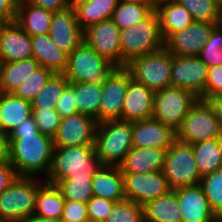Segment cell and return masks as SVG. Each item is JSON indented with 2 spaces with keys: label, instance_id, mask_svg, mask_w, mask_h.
Listing matches in <instances>:
<instances>
[{
  "label": "cell",
  "instance_id": "obj_1",
  "mask_svg": "<svg viewBox=\"0 0 222 222\" xmlns=\"http://www.w3.org/2000/svg\"><path fill=\"white\" fill-rule=\"evenodd\" d=\"M8 160L17 176L35 177L41 172L47 177L53 154V138L42 134L30 116L8 135Z\"/></svg>",
  "mask_w": 222,
  "mask_h": 222
},
{
  "label": "cell",
  "instance_id": "obj_2",
  "mask_svg": "<svg viewBox=\"0 0 222 222\" xmlns=\"http://www.w3.org/2000/svg\"><path fill=\"white\" fill-rule=\"evenodd\" d=\"M103 166L96 156L94 145L54 147L52 161L46 182L70 177H93Z\"/></svg>",
  "mask_w": 222,
  "mask_h": 222
},
{
  "label": "cell",
  "instance_id": "obj_3",
  "mask_svg": "<svg viewBox=\"0 0 222 222\" xmlns=\"http://www.w3.org/2000/svg\"><path fill=\"white\" fill-rule=\"evenodd\" d=\"M133 122L110 119L98 123L95 133V153L103 165L119 166L133 147Z\"/></svg>",
  "mask_w": 222,
  "mask_h": 222
},
{
  "label": "cell",
  "instance_id": "obj_4",
  "mask_svg": "<svg viewBox=\"0 0 222 222\" xmlns=\"http://www.w3.org/2000/svg\"><path fill=\"white\" fill-rule=\"evenodd\" d=\"M122 61L127 64L136 57L156 52L164 47L159 18L154 9L145 19L121 30Z\"/></svg>",
  "mask_w": 222,
  "mask_h": 222
},
{
  "label": "cell",
  "instance_id": "obj_5",
  "mask_svg": "<svg viewBox=\"0 0 222 222\" xmlns=\"http://www.w3.org/2000/svg\"><path fill=\"white\" fill-rule=\"evenodd\" d=\"M41 185L36 177L17 176L0 194V222H15L32 216Z\"/></svg>",
  "mask_w": 222,
  "mask_h": 222
},
{
  "label": "cell",
  "instance_id": "obj_6",
  "mask_svg": "<svg viewBox=\"0 0 222 222\" xmlns=\"http://www.w3.org/2000/svg\"><path fill=\"white\" fill-rule=\"evenodd\" d=\"M173 57L174 54L163 47L156 52L132 59L126 64V68L134 80L156 92L171 86Z\"/></svg>",
  "mask_w": 222,
  "mask_h": 222
},
{
  "label": "cell",
  "instance_id": "obj_7",
  "mask_svg": "<svg viewBox=\"0 0 222 222\" xmlns=\"http://www.w3.org/2000/svg\"><path fill=\"white\" fill-rule=\"evenodd\" d=\"M162 171L171 190L198 185L201 175L195 163L192 144L176 140L166 151Z\"/></svg>",
  "mask_w": 222,
  "mask_h": 222
},
{
  "label": "cell",
  "instance_id": "obj_8",
  "mask_svg": "<svg viewBox=\"0 0 222 222\" xmlns=\"http://www.w3.org/2000/svg\"><path fill=\"white\" fill-rule=\"evenodd\" d=\"M220 128L214 108L208 100L198 98L181 126L176 130V140L194 144L220 138Z\"/></svg>",
  "mask_w": 222,
  "mask_h": 222
},
{
  "label": "cell",
  "instance_id": "obj_9",
  "mask_svg": "<svg viewBox=\"0 0 222 222\" xmlns=\"http://www.w3.org/2000/svg\"><path fill=\"white\" fill-rule=\"evenodd\" d=\"M115 67L84 41L68 55L63 73L69 82L102 83Z\"/></svg>",
  "mask_w": 222,
  "mask_h": 222
},
{
  "label": "cell",
  "instance_id": "obj_10",
  "mask_svg": "<svg viewBox=\"0 0 222 222\" xmlns=\"http://www.w3.org/2000/svg\"><path fill=\"white\" fill-rule=\"evenodd\" d=\"M198 97L191 91L167 87L156 91L153 103V118L172 127L175 131L181 126Z\"/></svg>",
  "mask_w": 222,
  "mask_h": 222
},
{
  "label": "cell",
  "instance_id": "obj_11",
  "mask_svg": "<svg viewBox=\"0 0 222 222\" xmlns=\"http://www.w3.org/2000/svg\"><path fill=\"white\" fill-rule=\"evenodd\" d=\"M121 29L112 19L103 20L83 30L84 42L114 67H126L122 61Z\"/></svg>",
  "mask_w": 222,
  "mask_h": 222
},
{
  "label": "cell",
  "instance_id": "obj_12",
  "mask_svg": "<svg viewBox=\"0 0 222 222\" xmlns=\"http://www.w3.org/2000/svg\"><path fill=\"white\" fill-rule=\"evenodd\" d=\"M131 74L126 67H115L102 82L100 122L121 119Z\"/></svg>",
  "mask_w": 222,
  "mask_h": 222
},
{
  "label": "cell",
  "instance_id": "obj_13",
  "mask_svg": "<svg viewBox=\"0 0 222 222\" xmlns=\"http://www.w3.org/2000/svg\"><path fill=\"white\" fill-rule=\"evenodd\" d=\"M207 72L208 65L198 56L174 55L171 86L189 90L199 98L205 91Z\"/></svg>",
  "mask_w": 222,
  "mask_h": 222
},
{
  "label": "cell",
  "instance_id": "obj_14",
  "mask_svg": "<svg viewBox=\"0 0 222 222\" xmlns=\"http://www.w3.org/2000/svg\"><path fill=\"white\" fill-rule=\"evenodd\" d=\"M98 122L96 119L76 113L62 118L53 137L54 147L94 145Z\"/></svg>",
  "mask_w": 222,
  "mask_h": 222
},
{
  "label": "cell",
  "instance_id": "obj_15",
  "mask_svg": "<svg viewBox=\"0 0 222 222\" xmlns=\"http://www.w3.org/2000/svg\"><path fill=\"white\" fill-rule=\"evenodd\" d=\"M127 200L144 205L147 201L167 194L171 189L163 171L156 173H122Z\"/></svg>",
  "mask_w": 222,
  "mask_h": 222
},
{
  "label": "cell",
  "instance_id": "obj_16",
  "mask_svg": "<svg viewBox=\"0 0 222 222\" xmlns=\"http://www.w3.org/2000/svg\"><path fill=\"white\" fill-rule=\"evenodd\" d=\"M215 25L205 21H194L186 29L172 34L164 42V47L174 55L197 56Z\"/></svg>",
  "mask_w": 222,
  "mask_h": 222
},
{
  "label": "cell",
  "instance_id": "obj_17",
  "mask_svg": "<svg viewBox=\"0 0 222 222\" xmlns=\"http://www.w3.org/2000/svg\"><path fill=\"white\" fill-rule=\"evenodd\" d=\"M176 141V131L155 118L133 121L132 143L136 148L168 149Z\"/></svg>",
  "mask_w": 222,
  "mask_h": 222
},
{
  "label": "cell",
  "instance_id": "obj_18",
  "mask_svg": "<svg viewBox=\"0 0 222 222\" xmlns=\"http://www.w3.org/2000/svg\"><path fill=\"white\" fill-rule=\"evenodd\" d=\"M48 34L68 55L84 41L83 30L72 6L53 13Z\"/></svg>",
  "mask_w": 222,
  "mask_h": 222
},
{
  "label": "cell",
  "instance_id": "obj_19",
  "mask_svg": "<svg viewBox=\"0 0 222 222\" xmlns=\"http://www.w3.org/2000/svg\"><path fill=\"white\" fill-rule=\"evenodd\" d=\"M181 210V222H220L211 210L201 186H189L174 190Z\"/></svg>",
  "mask_w": 222,
  "mask_h": 222
},
{
  "label": "cell",
  "instance_id": "obj_20",
  "mask_svg": "<svg viewBox=\"0 0 222 222\" xmlns=\"http://www.w3.org/2000/svg\"><path fill=\"white\" fill-rule=\"evenodd\" d=\"M33 58L31 36L15 21L0 24V62Z\"/></svg>",
  "mask_w": 222,
  "mask_h": 222
},
{
  "label": "cell",
  "instance_id": "obj_21",
  "mask_svg": "<svg viewBox=\"0 0 222 222\" xmlns=\"http://www.w3.org/2000/svg\"><path fill=\"white\" fill-rule=\"evenodd\" d=\"M154 94L147 86L131 78L122 104L121 119L133 122L152 118Z\"/></svg>",
  "mask_w": 222,
  "mask_h": 222
},
{
  "label": "cell",
  "instance_id": "obj_22",
  "mask_svg": "<svg viewBox=\"0 0 222 222\" xmlns=\"http://www.w3.org/2000/svg\"><path fill=\"white\" fill-rule=\"evenodd\" d=\"M166 149L132 147L119 165L122 173H156L163 170Z\"/></svg>",
  "mask_w": 222,
  "mask_h": 222
},
{
  "label": "cell",
  "instance_id": "obj_23",
  "mask_svg": "<svg viewBox=\"0 0 222 222\" xmlns=\"http://www.w3.org/2000/svg\"><path fill=\"white\" fill-rule=\"evenodd\" d=\"M33 58L39 65L53 73H64L68 65V54L62 51L49 34L31 37Z\"/></svg>",
  "mask_w": 222,
  "mask_h": 222
},
{
  "label": "cell",
  "instance_id": "obj_24",
  "mask_svg": "<svg viewBox=\"0 0 222 222\" xmlns=\"http://www.w3.org/2000/svg\"><path fill=\"white\" fill-rule=\"evenodd\" d=\"M53 13L27 0H18L15 22L31 37L48 34Z\"/></svg>",
  "mask_w": 222,
  "mask_h": 222
},
{
  "label": "cell",
  "instance_id": "obj_25",
  "mask_svg": "<svg viewBox=\"0 0 222 222\" xmlns=\"http://www.w3.org/2000/svg\"><path fill=\"white\" fill-rule=\"evenodd\" d=\"M93 196L114 202L126 199L123 175L119 166L103 165L92 178Z\"/></svg>",
  "mask_w": 222,
  "mask_h": 222
},
{
  "label": "cell",
  "instance_id": "obj_26",
  "mask_svg": "<svg viewBox=\"0 0 222 222\" xmlns=\"http://www.w3.org/2000/svg\"><path fill=\"white\" fill-rule=\"evenodd\" d=\"M155 10L164 42L172 34L186 29L194 22L191 13L176 0L161 2L156 5Z\"/></svg>",
  "mask_w": 222,
  "mask_h": 222
},
{
  "label": "cell",
  "instance_id": "obj_27",
  "mask_svg": "<svg viewBox=\"0 0 222 222\" xmlns=\"http://www.w3.org/2000/svg\"><path fill=\"white\" fill-rule=\"evenodd\" d=\"M30 116L31 102L13 93L0 92V132L9 135L17 125Z\"/></svg>",
  "mask_w": 222,
  "mask_h": 222
},
{
  "label": "cell",
  "instance_id": "obj_28",
  "mask_svg": "<svg viewBox=\"0 0 222 222\" xmlns=\"http://www.w3.org/2000/svg\"><path fill=\"white\" fill-rule=\"evenodd\" d=\"M119 0H72L78 24L82 30L111 19Z\"/></svg>",
  "mask_w": 222,
  "mask_h": 222
},
{
  "label": "cell",
  "instance_id": "obj_29",
  "mask_svg": "<svg viewBox=\"0 0 222 222\" xmlns=\"http://www.w3.org/2000/svg\"><path fill=\"white\" fill-rule=\"evenodd\" d=\"M181 210L174 190L143 205L144 222H181Z\"/></svg>",
  "mask_w": 222,
  "mask_h": 222
},
{
  "label": "cell",
  "instance_id": "obj_30",
  "mask_svg": "<svg viewBox=\"0 0 222 222\" xmlns=\"http://www.w3.org/2000/svg\"><path fill=\"white\" fill-rule=\"evenodd\" d=\"M39 66L35 58L0 62V92L13 93Z\"/></svg>",
  "mask_w": 222,
  "mask_h": 222
},
{
  "label": "cell",
  "instance_id": "obj_31",
  "mask_svg": "<svg viewBox=\"0 0 222 222\" xmlns=\"http://www.w3.org/2000/svg\"><path fill=\"white\" fill-rule=\"evenodd\" d=\"M65 199L59 188L52 183L43 182L38 189L34 215L61 220Z\"/></svg>",
  "mask_w": 222,
  "mask_h": 222
},
{
  "label": "cell",
  "instance_id": "obj_32",
  "mask_svg": "<svg viewBox=\"0 0 222 222\" xmlns=\"http://www.w3.org/2000/svg\"><path fill=\"white\" fill-rule=\"evenodd\" d=\"M102 83L75 82V103L78 113L90 116L100 123Z\"/></svg>",
  "mask_w": 222,
  "mask_h": 222
},
{
  "label": "cell",
  "instance_id": "obj_33",
  "mask_svg": "<svg viewBox=\"0 0 222 222\" xmlns=\"http://www.w3.org/2000/svg\"><path fill=\"white\" fill-rule=\"evenodd\" d=\"M195 163L201 177L222 168V144L220 138H214L192 144Z\"/></svg>",
  "mask_w": 222,
  "mask_h": 222
},
{
  "label": "cell",
  "instance_id": "obj_34",
  "mask_svg": "<svg viewBox=\"0 0 222 222\" xmlns=\"http://www.w3.org/2000/svg\"><path fill=\"white\" fill-rule=\"evenodd\" d=\"M69 83L63 73H54L31 101L32 108L56 109V105Z\"/></svg>",
  "mask_w": 222,
  "mask_h": 222
},
{
  "label": "cell",
  "instance_id": "obj_35",
  "mask_svg": "<svg viewBox=\"0 0 222 222\" xmlns=\"http://www.w3.org/2000/svg\"><path fill=\"white\" fill-rule=\"evenodd\" d=\"M155 4L119 2L112 20L122 30L145 19L154 9Z\"/></svg>",
  "mask_w": 222,
  "mask_h": 222
},
{
  "label": "cell",
  "instance_id": "obj_36",
  "mask_svg": "<svg viewBox=\"0 0 222 222\" xmlns=\"http://www.w3.org/2000/svg\"><path fill=\"white\" fill-rule=\"evenodd\" d=\"M93 177H70L59 180L55 185L65 200L87 203L92 197Z\"/></svg>",
  "mask_w": 222,
  "mask_h": 222
},
{
  "label": "cell",
  "instance_id": "obj_37",
  "mask_svg": "<svg viewBox=\"0 0 222 222\" xmlns=\"http://www.w3.org/2000/svg\"><path fill=\"white\" fill-rule=\"evenodd\" d=\"M201 186L211 210L222 220V168L201 177Z\"/></svg>",
  "mask_w": 222,
  "mask_h": 222
},
{
  "label": "cell",
  "instance_id": "obj_38",
  "mask_svg": "<svg viewBox=\"0 0 222 222\" xmlns=\"http://www.w3.org/2000/svg\"><path fill=\"white\" fill-rule=\"evenodd\" d=\"M185 7L194 21H205L219 24L221 9L215 0H176Z\"/></svg>",
  "mask_w": 222,
  "mask_h": 222
},
{
  "label": "cell",
  "instance_id": "obj_39",
  "mask_svg": "<svg viewBox=\"0 0 222 222\" xmlns=\"http://www.w3.org/2000/svg\"><path fill=\"white\" fill-rule=\"evenodd\" d=\"M54 73L45 67L39 66L13 92L14 95L31 102L46 85Z\"/></svg>",
  "mask_w": 222,
  "mask_h": 222
},
{
  "label": "cell",
  "instance_id": "obj_40",
  "mask_svg": "<svg viewBox=\"0 0 222 222\" xmlns=\"http://www.w3.org/2000/svg\"><path fill=\"white\" fill-rule=\"evenodd\" d=\"M105 222H144L143 205L127 199L116 202Z\"/></svg>",
  "mask_w": 222,
  "mask_h": 222
},
{
  "label": "cell",
  "instance_id": "obj_41",
  "mask_svg": "<svg viewBox=\"0 0 222 222\" xmlns=\"http://www.w3.org/2000/svg\"><path fill=\"white\" fill-rule=\"evenodd\" d=\"M209 67L222 65V27L215 25L205 45L197 55Z\"/></svg>",
  "mask_w": 222,
  "mask_h": 222
},
{
  "label": "cell",
  "instance_id": "obj_42",
  "mask_svg": "<svg viewBox=\"0 0 222 222\" xmlns=\"http://www.w3.org/2000/svg\"><path fill=\"white\" fill-rule=\"evenodd\" d=\"M32 116L42 134L55 136L62 119L56 109L32 108Z\"/></svg>",
  "mask_w": 222,
  "mask_h": 222
},
{
  "label": "cell",
  "instance_id": "obj_43",
  "mask_svg": "<svg viewBox=\"0 0 222 222\" xmlns=\"http://www.w3.org/2000/svg\"><path fill=\"white\" fill-rule=\"evenodd\" d=\"M116 202L93 196L87 203L89 222H105Z\"/></svg>",
  "mask_w": 222,
  "mask_h": 222
},
{
  "label": "cell",
  "instance_id": "obj_44",
  "mask_svg": "<svg viewBox=\"0 0 222 222\" xmlns=\"http://www.w3.org/2000/svg\"><path fill=\"white\" fill-rule=\"evenodd\" d=\"M222 93V65L208 68L204 93L199 97L208 100Z\"/></svg>",
  "mask_w": 222,
  "mask_h": 222
},
{
  "label": "cell",
  "instance_id": "obj_45",
  "mask_svg": "<svg viewBox=\"0 0 222 222\" xmlns=\"http://www.w3.org/2000/svg\"><path fill=\"white\" fill-rule=\"evenodd\" d=\"M61 222H89L86 203L65 200Z\"/></svg>",
  "mask_w": 222,
  "mask_h": 222
},
{
  "label": "cell",
  "instance_id": "obj_46",
  "mask_svg": "<svg viewBox=\"0 0 222 222\" xmlns=\"http://www.w3.org/2000/svg\"><path fill=\"white\" fill-rule=\"evenodd\" d=\"M57 113L62 117H68L78 113L75 103V82H70L56 105Z\"/></svg>",
  "mask_w": 222,
  "mask_h": 222
},
{
  "label": "cell",
  "instance_id": "obj_47",
  "mask_svg": "<svg viewBox=\"0 0 222 222\" xmlns=\"http://www.w3.org/2000/svg\"><path fill=\"white\" fill-rule=\"evenodd\" d=\"M17 178L14 167L9 160L0 163V194Z\"/></svg>",
  "mask_w": 222,
  "mask_h": 222
},
{
  "label": "cell",
  "instance_id": "obj_48",
  "mask_svg": "<svg viewBox=\"0 0 222 222\" xmlns=\"http://www.w3.org/2000/svg\"><path fill=\"white\" fill-rule=\"evenodd\" d=\"M18 0H0V24L15 21Z\"/></svg>",
  "mask_w": 222,
  "mask_h": 222
},
{
  "label": "cell",
  "instance_id": "obj_49",
  "mask_svg": "<svg viewBox=\"0 0 222 222\" xmlns=\"http://www.w3.org/2000/svg\"><path fill=\"white\" fill-rule=\"evenodd\" d=\"M29 3L46 10L57 12L72 6V0H27Z\"/></svg>",
  "mask_w": 222,
  "mask_h": 222
},
{
  "label": "cell",
  "instance_id": "obj_50",
  "mask_svg": "<svg viewBox=\"0 0 222 222\" xmlns=\"http://www.w3.org/2000/svg\"><path fill=\"white\" fill-rule=\"evenodd\" d=\"M208 101L214 108L220 131H222V97L215 96L208 99Z\"/></svg>",
  "mask_w": 222,
  "mask_h": 222
},
{
  "label": "cell",
  "instance_id": "obj_51",
  "mask_svg": "<svg viewBox=\"0 0 222 222\" xmlns=\"http://www.w3.org/2000/svg\"><path fill=\"white\" fill-rule=\"evenodd\" d=\"M8 135L0 132V163L8 160Z\"/></svg>",
  "mask_w": 222,
  "mask_h": 222
},
{
  "label": "cell",
  "instance_id": "obj_52",
  "mask_svg": "<svg viewBox=\"0 0 222 222\" xmlns=\"http://www.w3.org/2000/svg\"><path fill=\"white\" fill-rule=\"evenodd\" d=\"M15 222H61V220L49 219L44 217H38L36 215H32L26 219L18 220Z\"/></svg>",
  "mask_w": 222,
  "mask_h": 222
},
{
  "label": "cell",
  "instance_id": "obj_53",
  "mask_svg": "<svg viewBox=\"0 0 222 222\" xmlns=\"http://www.w3.org/2000/svg\"><path fill=\"white\" fill-rule=\"evenodd\" d=\"M119 2H132V3H142V4H154L153 0H119Z\"/></svg>",
  "mask_w": 222,
  "mask_h": 222
},
{
  "label": "cell",
  "instance_id": "obj_54",
  "mask_svg": "<svg viewBox=\"0 0 222 222\" xmlns=\"http://www.w3.org/2000/svg\"><path fill=\"white\" fill-rule=\"evenodd\" d=\"M164 1H172V0H153V3H154L155 5H157V4H159V3H161V2H164Z\"/></svg>",
  "mask_w": 222,
  "mask_h": 222
},
{
  "label": "cell",
  "instance_id": "obj_55",
  "mask_svg": "<svg viewBox=\"0 0 222 222\" xmlns=\"http://www.w3.org/2000/svg\"><path fill=\"white\" fill-rule=\"evenodd\" d=\"M218 7L222 10V0H215Z\"/></svg>",
  "mask_w": 222,
  "mask_h": 222
},
{
  "label": "cell",
  "instance_id": "obj_56",
  "mask_svg": "<svg viewBox=\"0 0 222 222\" xmlns=\"http://www.w3.org/2000/svg\"><path fill=\"white\" fill-rule=\"evenodd\" d=\"M219 25L222 27V10H221V14H220V21H219Z\"/></svg>",
  "mask_w": 222,
  "mask_h": 222
},
{
  "label": "cell",
  "instance_id": "obj_57",
  "mask_svg": "<svg viewBox=\"0 0 222 222\" xmlns=\"http://www.w3.org/2000/svg\"><path fill=\"white\" fill-rule=\"evenodd\" d=\"M220 141H221V144H222V131L220 133Z\"/></svg>",
  "mask_w": 222,
  "mask_h": 222
}]
</instances>
